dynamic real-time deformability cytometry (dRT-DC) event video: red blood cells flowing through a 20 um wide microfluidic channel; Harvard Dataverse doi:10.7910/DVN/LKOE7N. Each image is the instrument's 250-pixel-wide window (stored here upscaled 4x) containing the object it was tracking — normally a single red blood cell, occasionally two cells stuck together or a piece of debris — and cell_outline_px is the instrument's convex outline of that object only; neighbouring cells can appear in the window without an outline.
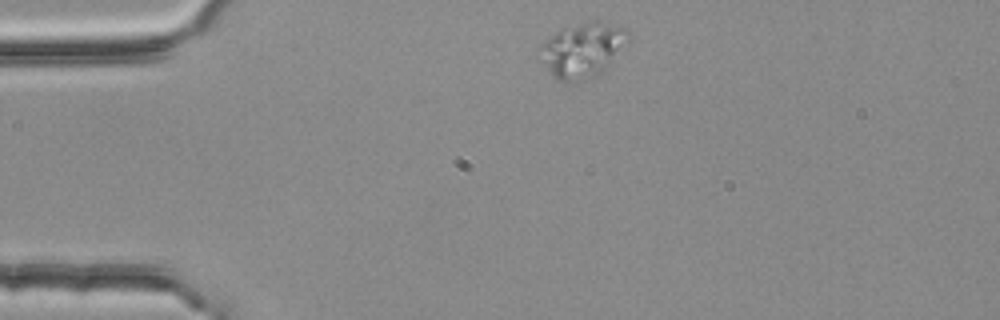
{"species": "common noctule bat (a hibernating species)", "species_latin": "Nyctalus noctula", "temperature_condition": "room temperature", "stored_images_in_passage": 2, "camera_frame_rate_fps": 3000, "um_per_image_px": 0.085, "animal": {"sex": "female", "body_mass_g": 25.1}, "frame": {"image": 1, "passage_image": 1, "time_ms": 0.0, "image_size_px": [1000, 320], "cell_outline_px": [[632, 40], [600, 72], [576, 84], [564, 84], [556, 80], [552, 76], [548, 68], [540, 44], [544, 40], [560, 28], [592, 20], [596, 20], [624, 28], [632, 32]], "centroid_in_image_um": [49.57, 4.23], "position_along_channel_um": 35.4, "area_um2": 28.21}}